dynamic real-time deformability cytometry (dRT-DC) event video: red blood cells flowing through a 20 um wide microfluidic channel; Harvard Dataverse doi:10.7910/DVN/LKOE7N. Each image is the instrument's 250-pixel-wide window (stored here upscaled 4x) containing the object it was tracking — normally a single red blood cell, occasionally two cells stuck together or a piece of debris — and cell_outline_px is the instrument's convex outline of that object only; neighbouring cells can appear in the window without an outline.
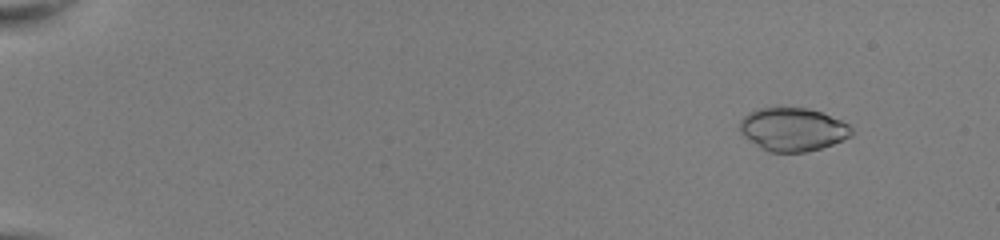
{"species": "common noctule bat (a hibernating species)", "species_latin": "Nyctalus noctula", "temperature_condition": "room temperature", "stored_images_in_passage": 47, "camera_frame_rate_fps": 3000, "um_per_image_px": 0.085, "animal": {"sex": "female", "body_mass_g": 22.0, "forearm_length_mm": 56.7}, "frame": {"image": 1, "passage_image": 1, "time_ms": 0.0, "image_size_px": [1000, 240], "cell_outline_px": [[852, 136], [832, 144], [820, 148], [804, 152], [768, 152], [740, 132], [740, 120], [748, 112], [756, 108], [808, 108], [820, 112], [840, 120], [848, 124], [852, 128]], "centroid_in_image_um": [67.39, 10.99], "position_along_channel_um": 17.6, "area_um2": 27.86}}
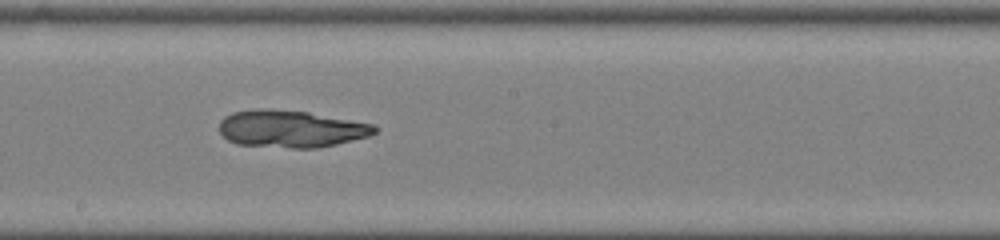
{"frame": {"image": 2, "passage_image": 27, "time_ms": 8.667, "image_size_px": [1000, 240], "cell_outline_px": [[376, 132], [368, 136], [336, 144], [316, 148], [292, 148], [236, 144], [228, 140], [220, 132], [220, 120], [224, 116], [232, 112], [256, 108], [268, 108], [308, 112], [372, 124], [376, 128]], "centroid_in_image_um": [24.67, 10.94], "position_along_channel_um": 223.5, "area_um2": 33.58}}
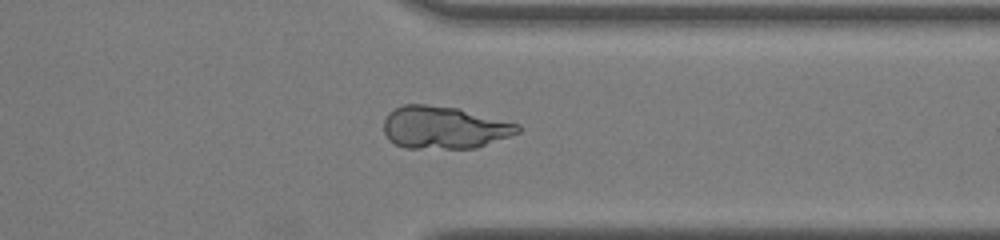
{"frame": {"image": 3, "passage_image": 38, "time_ms": 12.333, "image_size_px": [1000, 240], "cell_outline_px": [[520, 132], [476, 148], [404, 148], [388, 140], [384, 132], [384, 120], [388, 112], [404, 104], [428, 104], [456, 108], [520, 124]], "centroid_in_image_um": [37.72, 10.84], "position_along_channel_um": 373.7, "area_um2": 33.12}}